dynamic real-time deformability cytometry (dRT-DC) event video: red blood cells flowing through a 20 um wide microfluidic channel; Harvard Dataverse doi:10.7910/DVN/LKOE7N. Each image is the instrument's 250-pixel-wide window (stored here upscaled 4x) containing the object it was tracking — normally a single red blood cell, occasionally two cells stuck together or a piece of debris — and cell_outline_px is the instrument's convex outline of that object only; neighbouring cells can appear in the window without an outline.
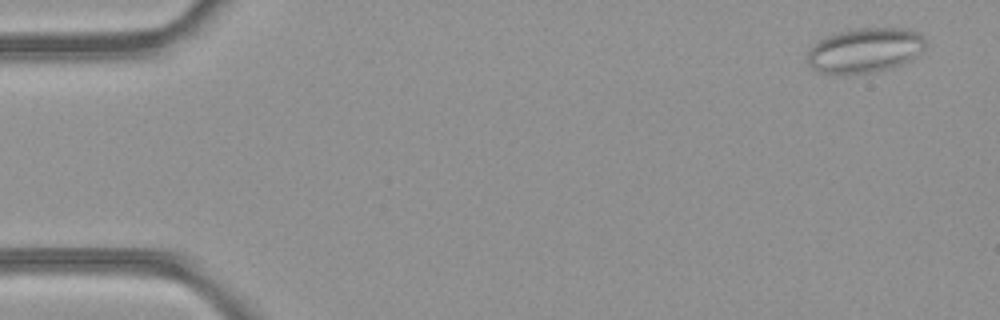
{"species": "common noctule bat (a hibernating species)", "species_latin": "Nyctalus noctula", "temperature_condition": "room temperature", "stored_images_in_passage": 47, "camera_frame_rate_fps": 3000, "um_per_image_px": 0.085, "animal": {"sex": "female", "body_mass_g": 21.9}, "frame": {"image": 1, "passage_image": 1, "time_ms": 0.0, "image_size_px": [1000, 320], "cell_outline_px": [[924, 48], [916, 56], [900, 64], [868, 72], [832, 76], [820, 72], [812, 68], [808, 64], [808, 52], [820, 40], [828, 36], [840, 32], [860, 28], [904, 28], [916, 32], [924, 36]], "centroid_in_image_um": [73.49, 4.29], "position_along_channel_um": 11.5, "area_um2": 30.35}}
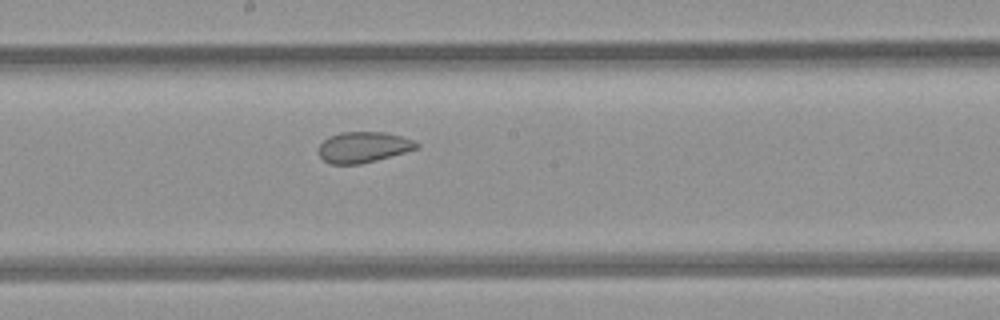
{"frame": {"image": 2, "passage_image": 25, "time_ms": 8.0, "image_size_px": [1000, 320], "cell_outline_px": [[420, 148], [376, 160], [360, 164], [328, 164], [320, 156], [320, 144], [328, 136], [340, 132], [384, 132], [416, 140], [420, 144]], "centroid_in_image_um": [30.92, 12.5], "position_along_channel_um": 217.3, "area_um2": 17.63}}
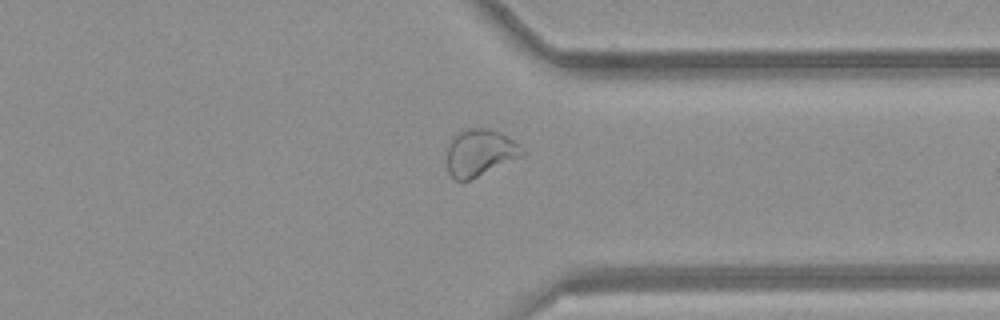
{"frame": {"image": 3, "passage_image": 36, "time_ms": 11.667, "image_size_px": [1000, 320], "cell_outline_px": [[524, 152], [520, 156], [468, 180], [456, 180], [448, 172], [448, 144], [452, 136], [468, 128], [488, 128], [500, 132], [520, 144], [524, 148]], "centroid_in_image_um": [40.78, 12.94], "position_along_channel_um": 370.6, "area_um2": 20.11}, "authors_computed_cell_mechanics": {"area_um2": 22.7732, "velocity_mm_per_s": 4.2398, "shape_relaxation_time_tau1_ms": null, "shape_relaxation_time_tau2_ms": 1.3492, "deformation_change_tau1": null, "deformation_change_tau2": 0.0682}}